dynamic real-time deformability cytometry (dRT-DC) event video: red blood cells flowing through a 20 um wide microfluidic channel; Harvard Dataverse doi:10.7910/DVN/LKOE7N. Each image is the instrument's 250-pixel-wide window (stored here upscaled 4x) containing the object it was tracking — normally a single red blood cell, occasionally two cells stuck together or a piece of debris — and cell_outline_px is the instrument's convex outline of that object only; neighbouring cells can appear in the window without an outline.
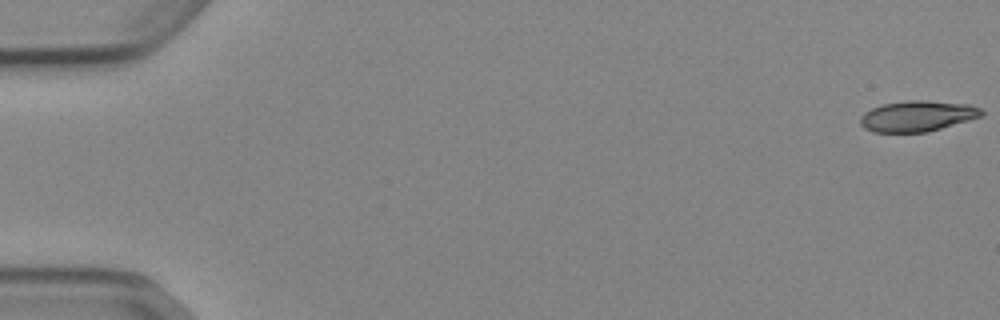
{"species": "Egyptian fruit bat (a non-hibernating species)", "species_latin": "Rousettus aegyptiacus", "temperature_condition": "cold", "stored_images_in_passage": 53, "camera_frame_rate_fps": 3000, "um_per_image_px": 0.085, "animal": {"sex": "female"}, "frame": {"image": 1, "passage_image": 1, "time_ms": 0.0, "image_size_px": [1000, 320], "cell_outline_px": [[984, 116], [928, 132], [872, 132], [864, 128], [860, 124], [860, 116], [864, 112], [880, 104], [908, 100], [924, 100], [972, 104], [980, 108], [984, 112]], "centroid_in_image_um": [77.99, 9.86], "position_along_channel_um": 7.0, "area_um2": 22.08}}
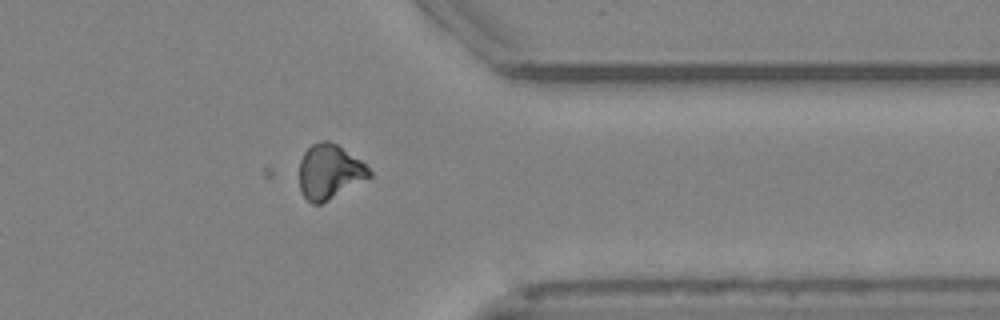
{"frame": {"image": 2, "passage_image": 43, "time_ms": 14.0, "image_size_px": [1000, 320], "cell_outline_px": [[372, 176], [320, 204], [312, 204], [300, 192], [300, 160], [304, 152], [312, 144], [324, 140], [328, 140], [336, 144], [360, 160], [372, 172]], "centroid_in_image_um": [27.99, 14.59], "position_along_channel_um": 383.4, "area_um2": 21.96}}
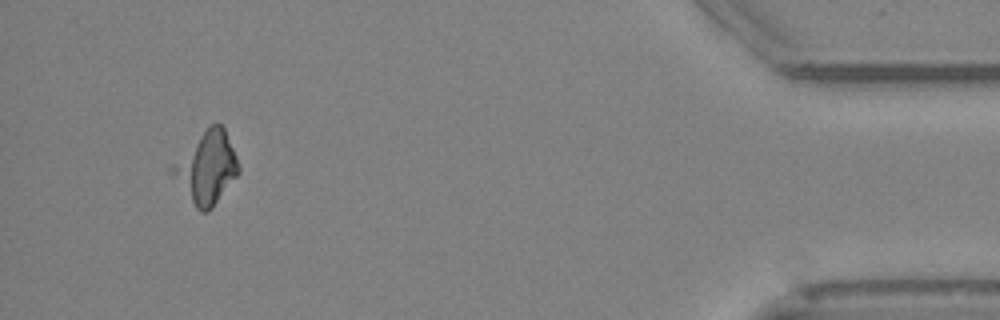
{"frame": {"image": 3, "passage_image": 50, "time_ms": 16.333, "image_size_px": [1000, 320], "cell_outline_px": [[240, 172], [212, 208], [208, 212], [200, 212], [196, 208], [168, 172], [168, 168], [216, 120], [224, 128], [236, 156], [240, 168]], "centroid_in_image_um": [17.56, 14.29], "position_along_channel_um": 417.6, "area_um2": 27.17}}